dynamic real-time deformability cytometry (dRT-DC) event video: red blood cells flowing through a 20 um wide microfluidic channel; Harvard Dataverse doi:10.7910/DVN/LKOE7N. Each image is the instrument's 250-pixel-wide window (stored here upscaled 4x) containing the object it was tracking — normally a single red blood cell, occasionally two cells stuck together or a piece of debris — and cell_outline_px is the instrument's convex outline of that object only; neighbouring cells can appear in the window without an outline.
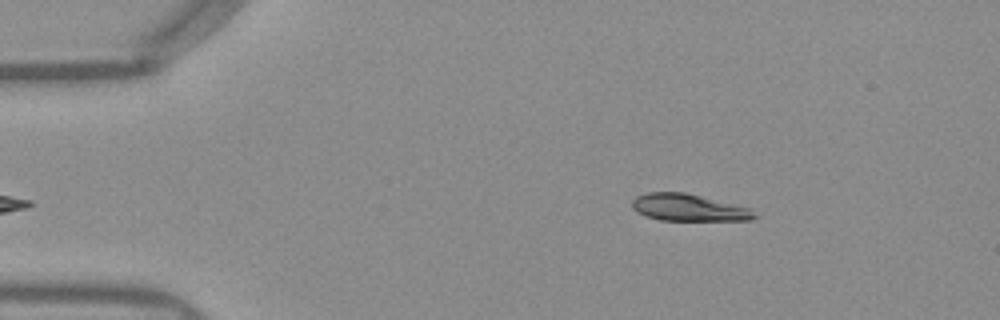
{"species": "Egyptian fruit bat (a non-hibernating species)", "species_latin": "Rousettus aegyptiacus", "temperature_condition": "warm", "stored_images_in_passage": 45, "camera_frame_rate_fps": 3000, "um_per_image_px": 0.085, "frame": {"image": 1, "passage_image": 2, "time_ms": 0.333, "image_size_px": [1000, 320], "cell_outline_px": [[760, 216], [752, 220], [660, 220], [644, 216], [636, 212], [632, 208], [632, 200], [636, 196], [648, 192], [684, 192], [752, 208]], "centroid_in_image_um": [58.55, 17.65], "position_along_channel_um": 26.4, "area_um2": 19.48}}
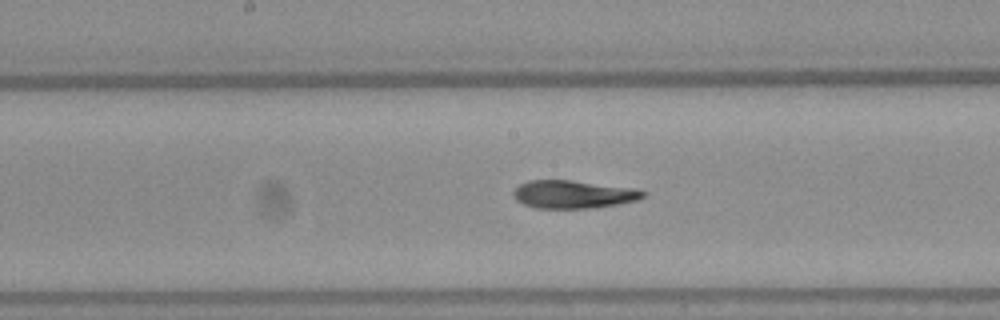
{"frame": {"image": 2, "passage_image": 20, "time_ms": 6.333, "image_size_px": [1000, 320], "cell_outline_px": [[648, 192], [644, 196], [636, 200], [616, 204], [588, 208], [536, 208], [524, 204], [516, 200], [512, 192], [520, 184], [528, 180], [572, 180], [636, 188]], "centroid_in_image_um": [48.73, 16.5], "position_along_channel_um": 199.5, "area_um2": 21.1}}
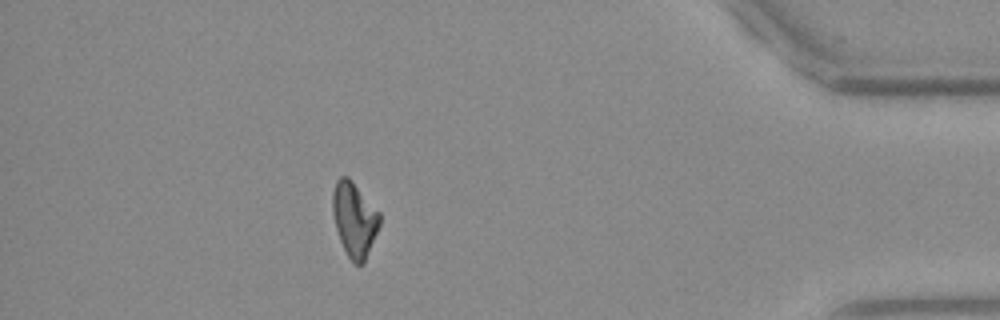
{"frame": {"image": 3, "passage_image": 39, "time_ms": 12.667, "image_size_px": [1000, 320], "cell_outline_px": [[380, 224], [364, 264], [352, 264], [340, 240], [336, 228], [332, 212], [332, 192], [336, 180], [340, 176], [348, 176], [352, 180], [380, 212]], "centroid_in_image_um": [30.12, 18.63], "position_along_channel_um": 405.1, "area_um2": 20.58}, "authors_computed_cell_mechanics": {"area_um2": 21.097, "velocity_mm_per_s": 3.9858, "shape_relaxation_time_tau1_ms": 6.4563, "shape_relaxation_time_tau2_ms": 4.0519, "deformation_change_tau1": 0.2116, "deformation_change_tau2": 0.0903}}